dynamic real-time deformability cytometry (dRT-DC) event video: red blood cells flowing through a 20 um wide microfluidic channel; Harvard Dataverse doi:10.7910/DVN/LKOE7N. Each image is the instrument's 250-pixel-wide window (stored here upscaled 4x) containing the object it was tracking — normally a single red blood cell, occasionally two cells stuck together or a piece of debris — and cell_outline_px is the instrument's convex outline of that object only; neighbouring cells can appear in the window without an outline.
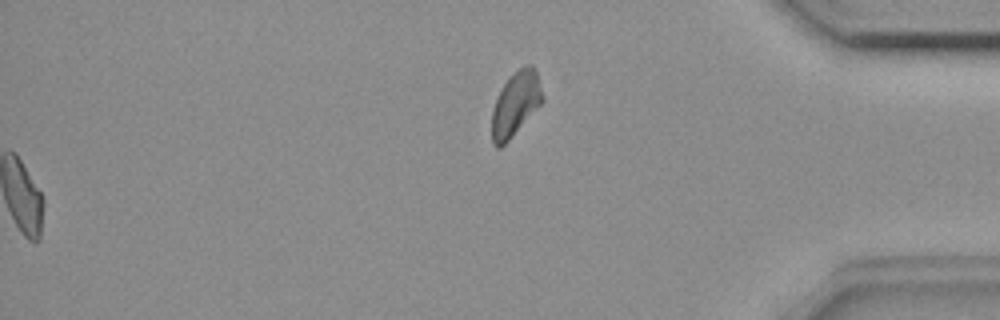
{"species": "common noctule bat (a hibernating species)", "species_latin": "Nyctalus noctula", "temperature_condition": "room temperature", "stored_images_in_passage": 49, "segment_of_instrument_passage": [2, 2], "camera_frame_rate_fps": 3000, "um_per_image_px": 0.085, "animal": {"sex": "female", "body_mass_g": 18.4}, "frame": {"image": 1, "passage_image": 49, "time_ms": 16.0, "image_size_px": [1000, 320], "cell_outline_px": [[544, 100], [512, 136], [500, 148], [496, 148], [492, 144], [492, 108], [504, 84], [520, 68], [528, 64], [532, 64], [536, 72], [544, 96]], "centroid_in_image_um": [43.82, 8.86], "position_along_channel_um": 391.4, "area_um2": 18.5}}